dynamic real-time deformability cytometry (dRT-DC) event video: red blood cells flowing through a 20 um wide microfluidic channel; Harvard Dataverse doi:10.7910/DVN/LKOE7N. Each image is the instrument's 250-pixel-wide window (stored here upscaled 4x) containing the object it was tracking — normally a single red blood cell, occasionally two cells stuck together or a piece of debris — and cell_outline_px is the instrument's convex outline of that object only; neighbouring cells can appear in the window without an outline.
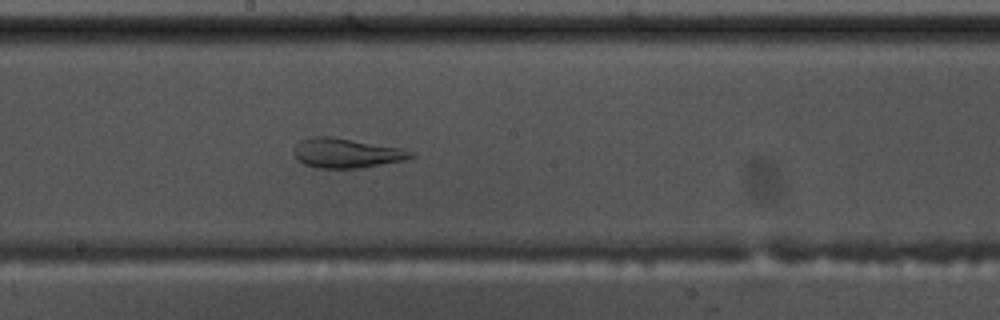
{"species": "common noctule bat (a hibernating species)", "species_latin": "Nyctalus noctula", "temperature_condition": "warm", "stored_images_in_passage": 56, "camera_frame_rate_fps": 3000, "um_per_image_px": 0.085, "animal": {"sex": "male", "body_mass_g": 17.5, "forearm_length_mm": 52.3}, "frame": {"image": 1, "passage_image": 31, "time_ms": 10.0, "image_size_px": [1000, 320], "cell_outline_px": [[416, 156], [404, 160], [360, 168], [316, 168], [304, 164], [296, 160], [292, 152], [292, 148], [300, 140], [312, 136], [332, 136], [404, 148], [416, 152]], "centroid_in_image_um": [29.43, 13.0], "position_along_channel_um": 218.8, "area_um2": 20.69}}
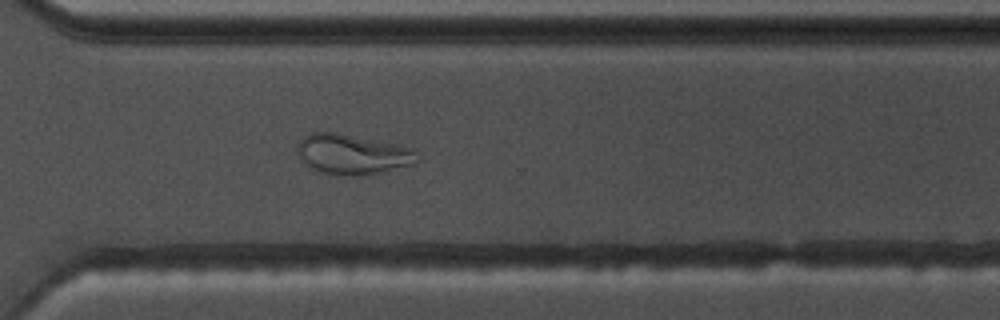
{"frame": {"image": 2, "passage_image": 41, "time_ms": 13.333, "image_size_px": [1000, 320], "cell_outline_px": [[420, 160], [416, 164], [364, 176], [336, 176], [320, 172], [312, 168], [296, 152], [296, 148], [300, 140], [304, 136], [312, 132], [332, 132], [412, 148]], "centroid_in_image_um": [29.95, 13.15], "position_along_channel_um": 340.6, "area_um2": 27.8}}
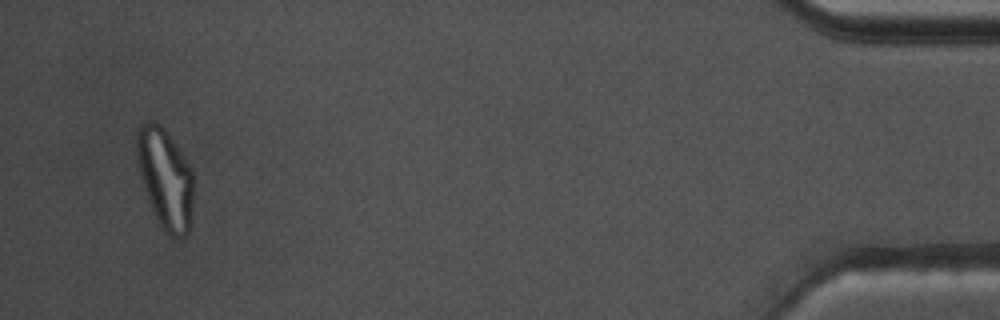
{"frame": {"image": 3, "passage_image": 54, "time_ms": 17.667, "image_size_px": [1000, 320], "cell_outline_px": [[192, 200], [188, 232], [184, 236], [168, 236], [160, 228], [144, 188], [140, 176], [136, 160], [136, 128], [144, 120], [152, 120], [160, 124], [164, 128], [184, 156], [192, 168]], "centroid_in_image_um": [14.0, 15.11], "position_along_channel_um": 421.2, "area_um2": 33.18}, "authors_computed_cell_mechanics": {"area_um2": 29.2757, "velocity_mm_per_s": 3.6559, "shape_relaxation_time_tau1_ms": null, "shape_relaxation_time_tau2_ms": 1.84, "deformation_change_tau1": null, "deformation_change_tau2": 0.0939}}